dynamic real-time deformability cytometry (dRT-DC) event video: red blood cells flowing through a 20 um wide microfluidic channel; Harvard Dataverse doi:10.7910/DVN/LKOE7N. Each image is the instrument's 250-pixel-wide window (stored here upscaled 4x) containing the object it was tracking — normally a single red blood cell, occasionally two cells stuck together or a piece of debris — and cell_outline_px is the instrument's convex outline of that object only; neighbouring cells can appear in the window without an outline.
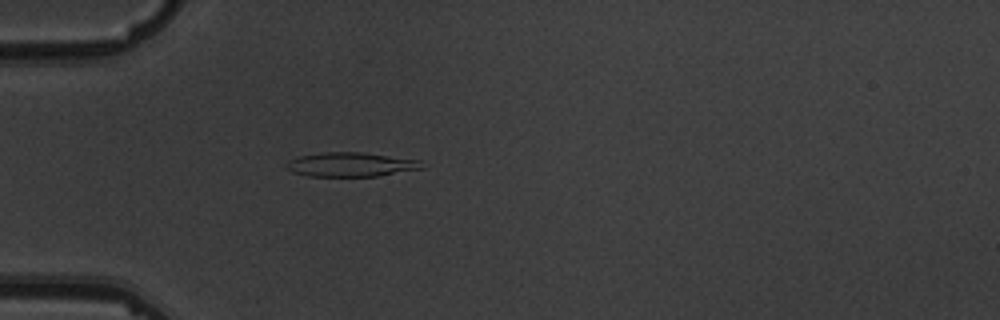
{"species": "common noctule bat (a hibernating species)", "species_latin": "Nyctalus noctula", "temperature_condition": "warm", "stored_images_in_passage": 5, "camera_frame_rate_fps": 3000, "um_per_image_px": 0.085, "animal": {"sex": "male", "body_mass_g": 19.5, "forearm_length_mm": 54.6}, "frame": {"image": 1, "passage_image": 5, "time_ms": 4.667, "image_size_px": [1000, 320], "cell_outline_px": [[424, 168], [376, 176], [308, 176], [292, 172], [284, 168], [284, 164], [288, 160], [300, 156], [324, 152], [360, 152], [420, 160]], "centroid_in_image_um": [29.76, 13.98], "position_along_channel_um": 55.2, "area_um2": 19.07}}